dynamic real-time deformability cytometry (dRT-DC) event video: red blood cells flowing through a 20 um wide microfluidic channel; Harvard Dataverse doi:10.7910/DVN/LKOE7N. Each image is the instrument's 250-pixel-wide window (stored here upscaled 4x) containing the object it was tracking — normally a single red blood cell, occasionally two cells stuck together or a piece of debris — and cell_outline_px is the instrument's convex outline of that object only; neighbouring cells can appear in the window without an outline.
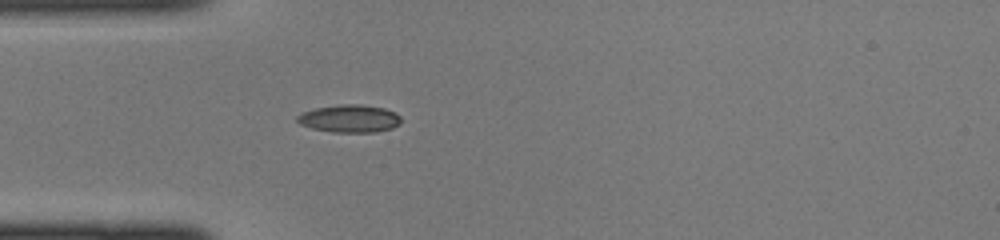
{"species": "common noctule bat (a hibernating species)", "species_latin": "Nyctalus noctula", "temperature_condition": "cold", "stored_images_in_passage": 39, "camera_frame_rate_fps": 3000, "um_per_image_px": 0.085, "animal": {"sex": "female", "body_mass_g": 22.0, "forearm_length_mm": 56.7}, "frame": {"image": 1, "passage_image": 8, "time_ms": 2.333, "image_size_px": [1000, 240], "cell_outline_px": [[400, 124], [392, 128], [376, 132], [332, 132], [312, 128], [300, 124], [296, 120], [296, 116], [304, 112], [316, 108], [340, 104], [360, 104], [384, 108], [396, 112], [400, 116]], "centroid_in_image_um": [29.73, 10.08], "position_along_channel_um": 55.3, "area_um2": 16.76}}
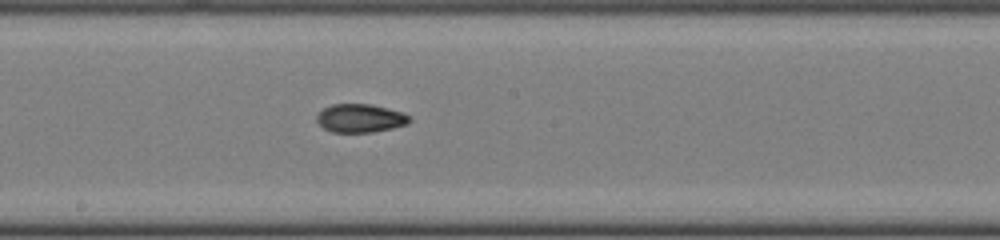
{"frame": {"image": 2, "passage_image": 19, "time_ms": 6.0, "image_size_px": [1000, 240], "cell_outline_px": [[412, 120], [408, 124], [392, 128], [372, 132], [332, 132], [324, 128], [316, 120], [316, 116], [324, 108], [332, 104], [368, 104], [400, 112], [408, 116]], "centroid_in_image_um": [30.6, 10.06], "position_along_channel_um": 217.6, "area_um2": 15.09}}
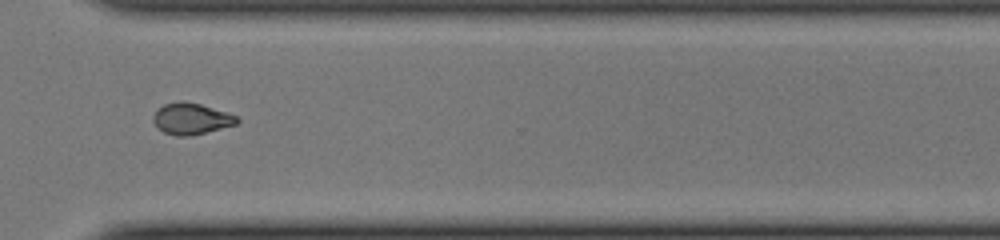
{"frame": {"image": 3, "passage_image": 28, "time_ms": 9.0, "image_size_px": [1000, 240], "cell_outline_px": [[240, 120], [236, 124], [188, 136], [176, 136], [164, 132], [152, 120], [152, 116], [156, 108], [164, 104], [184, 100], [200, 104], [236, 116]], "centroid_in_image_um": [16.2, 10.07], "position_along_channel_um": 354.4, "area_um2": 15.03}}